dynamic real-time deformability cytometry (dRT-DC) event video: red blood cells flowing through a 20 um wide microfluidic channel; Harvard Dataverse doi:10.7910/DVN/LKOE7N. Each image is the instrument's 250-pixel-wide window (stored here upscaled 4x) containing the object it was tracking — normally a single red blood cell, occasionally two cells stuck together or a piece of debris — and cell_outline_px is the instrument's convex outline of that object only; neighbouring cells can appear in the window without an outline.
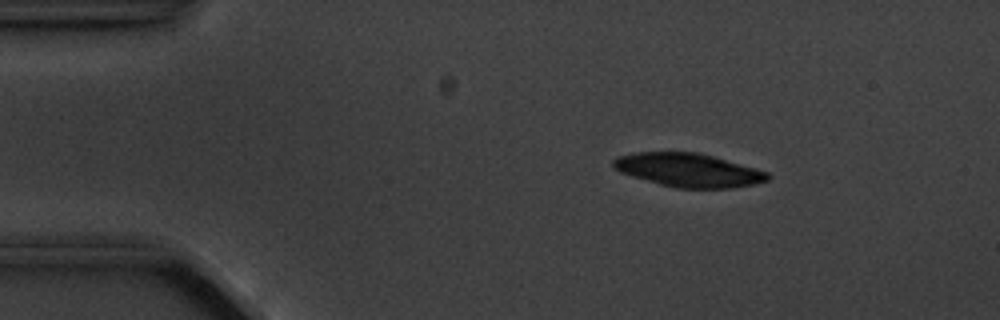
{"species": "common noctule bat (a hibernating species)", "species_latin": "Nyctalus noctula", "temperature_condition": "cold", "stored_images_in_passage": 4, "camera_frame_rate_fps": 3000, "um_per_image_px": 0.085, "animal": {"sex": "male", "body_mass_g": 20.1, "forearm_length_mm": 53.5}, "frame": {"image": 1, "passage_image": 1, "time_ms": 0.0, "image_size_px": [1000, 320], "cell_outline_px": [[772, 176], [768, 180], [752, 184], [728, 188], [680, 188], [660, 184], [632, 176], [620, 172], [612, 168], [612, 160], [616, 156], [632, 152], [696, 152], [712, 156], [756, 168], [768, 172]], "centroid_in_image_um": [58.47, 14.45], "position_along_channel_um": 26.5, "area_um2": 30.11}}